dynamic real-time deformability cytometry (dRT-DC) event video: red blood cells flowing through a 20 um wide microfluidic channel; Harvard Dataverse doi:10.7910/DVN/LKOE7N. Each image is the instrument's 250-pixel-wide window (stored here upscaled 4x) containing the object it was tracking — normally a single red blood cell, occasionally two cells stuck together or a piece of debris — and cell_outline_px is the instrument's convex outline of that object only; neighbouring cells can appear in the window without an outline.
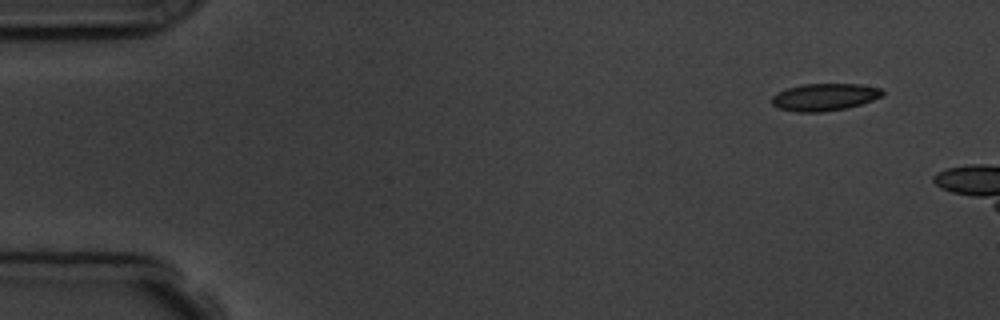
{"species": "common noctule bat (a hibernating species)", "species_latin": "Nyctalus noctula", "temperature_condition": "room temperature", "stored_images_in_passage": 3, "camera_frame_rate_fps": 3000, "um_per_image_px": 0.085, "animal": {"sex": "male", "body_mass_g": 19.5, "forearm_length_mm": 54.6}, "frame": {"image": 1, "passage_image": 1, "time_ms": 0.0, "image_size_px": [1000, 320], "cell_outline_px": [[884, 92], [880, 96], [872, 100], [848, 108], [824, 112], [796, 112], [776, 108], [772, 104], [772, 96], [788, 88], [800, 84], [860, 84], [880, 88]], "centroid_in_image_um": [70.06, 8.26], "position_along_channel_um": 14.9, "area_um2": 17.57}}